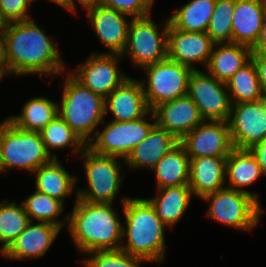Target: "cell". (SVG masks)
<instances>
[{"mask_svg":"<svg viewBox=\"0 0 266 267\" xmlns=\"http://www.w3.org/2000/svg\"><path fill=\"white\" fill-rule=\"evenodd\" d=\"M45 32L33 18L5 23L2 38L4 63L9 75L55 77L67 71L58 42Z\"/></svg>","mask_w":266,"mask_h":267,"instance_id":"cell-1","label":"cell"},{"mask_svg":"<svg viewBox=\"0 0 266 267\" xmlns=\"http://www.w3.org/2000/svg\"><path fill=\"white\" fill-rule=\"evenodd\" d=\"M67 231L80 254L121 248L123 222L111 203H90L75 196Z\"/></svg>","mask_w":266,"mask_h":267,"instance_id":"cell-2","label":"cell"},{"mask_svg":"<svg viewBox=\"0 0 266 267\" xmlns=\"http://www.w3.org/2000/svg\"><path fill=\"white\" fill-rule=\"evenodd\" d=\"M124 215L121 250L140 257L146 263L162 264L165 260L166 225L157 216L154 207L145 198L123 196Z\"/></svg>","mask_w":266,"mask_h":267,"instance_id":"cell-3","label":"cell"},{"mask_svg":"<svg viewBox=\"0 0 266 267\" xmlns=\"http://www.w3.org/2000/svg\"><path fill=\"white\" fill-rule=\"evenodd\" d=\"M64 74L58 115L87 145L95 136L96 127L105 120V99L84 87L69 72Z\"/></svg>","mask_w":266,"mask_h":267,"instance_id":"cell-4","label":"cell"},{"mask_svg":"<svg viewBox=\"0 0 266 267\" xmlns=\"http://www.w3.org/2000/svg\"><path fill=\"white\" fill-rule=\"evenodd\" d=\"M80 156L83 158V171L88 187H77V198L90 203L113 204L126 177L122 169V162L125 165V160L93 153L87 147Z\"/></svg>","mask_w":266,"mask_h":267,"instance_id":"cell-5","label":"cell"},{"mask_svg":"<svg viewBox=\"0 0 266 267\" xmlns=\"http://www.w3.org/2000/svg\"><path fill=\"white\" fill-rule=\"evenodd\" d=\"M151 16L131 19L127 43L121 54L122 58L128 56L131 59L134 68L142 70L168 57L169 19L156 24Z\"/></svg>","mask_w":266,"mask_h":267,"instance_id":"cell-6","label":"cell"},{"mask_svg":"<svg viewBox=\"0 0 266 267\" xmlns=\"http://www.w3.org/2000/svg\"><path fill=\"white\" fill-rule=\"evenodd\" d=\"M52 159L39 132L19 129L11 122L4 128L0 146V176L17 168L33 173Z\"/></svg>","mask_w":266,"mask_h":267,"instance_id":"cell-7","label":"cell"},{"mask_svg":"<svg viewBox=\"0 0 266 267\" xmlns=\"http://www.w3.org/2000/svg\"><path fill=\"white\" fill-rule=\"evenodd\" d=\"M209 202L206 217L230 228L253 231L260 222L262 205L252 195L228 187L202 198Z\"/></svg>","mask_w":266,"mask_h":267,"instance_id":"cell-8","label":"cell"},{"mask_svg":"<svg viewBox=\"0 0 266 267\" xmlns=\"http://www.w3.org/2000/svg\"><path fill=\"white\" fill-rule=\"evenodd\" d=\"M151 116V117H150ZM152 118L149 122L146 118ZM105 127L96 131L86 145L93 153L118 157L125 160L134 147L142 142L156 125L154 112L150 110L144 117L134 121H111L102 123Z\"/></svg>","mask_w":266,"mask_h":267,"instance_id":"cell-9","label":"cell"},{"mask_svg":"<svg viewBox=\"0 0 266 267\" xmlns=\"http://www.w3.org/2000/svg\"><path fill=\"white\" fill-rule=\"evenodd\" d=\"M143 69L146 77L140 81L150 110L163 102L187 95L192 68L167 57Z\"/></svg>","mask_w":266,"mask_h":267,"instance_id":"cell-10","label":"cell"},{"mask_svg":"<svg viewBox=\"0 0 266 267\" xmlns=\"http://www.w3.org/2000/svg\"><path fill=\"white\" fill-rule=\"evenodd\" d=\"M187 95L197 105L203 120L228 121L232 101L225 82L217 80L207 70L192 71Z\"/></svg>","mask_w":266,"mask_h":267,"instance_id":"cell-11","label":"cell"},{"mask_svg":"<svg viewBox=\"0 0 266 267\" xmlns=\"http://www.w3.org/2000/svg\"><path fill=\"white\" fill-rule=\"evenodd\" d=\"M120 54L93 52L84 62L68 72L84 87L104 99L129 78L118 66Z\"/></svg>","mask_w":266,"mask_h":267,"instance_id":"cell-12","label":"cell"},{"mask_svg":"<svg viewBox=\"0 0 266 267\" xmlns=\"http://www.w3.org/2000/svg\"><path fill=\"white\" fill-rule=\"evenodd\" d=\"M227 122L233 148L249 149L266 137V99L232 104Z\"/></svg>","mask_w":266,"mask_h":267,"instance_id":"cell-13","label":"cell"},{"mask_svg":"<svg viewBox=\"0 0 266 267\" xmlns=\"http://www.w3.org/2000/svg\"><path fill=\"white\" fill-rule=\"evenodd\" d=\"M180 143L189 158L228 157L233 149L227 121L204 120L186 134Z\"/></svg>","mask_w":266,"mask_h":267,"instance_id":"cell-14","label":"cell"},{"mask_svg":"<svg viewBox=\"0 0 266 267\" xmlns=\"http://www.w3.org/2000/svg\"><path fill=\"white\" fill-rule=\"evenodd\" d=\"M83 8L86 9L87 22L93 26V31L100 42L107 47L108 52L103 53L121 55L127 43L128 28L132 18L99 2Z\"/></svg>","mask_w":266,"mask_h":267,"instance_id":"cell-15","label":"cell"},{"mask_svg":"<svg viewBox=\"0 0 266 267\" xmlns=\"http://www.w3.org/2000/svg\"><path fill=\"white\" fill-rule=\"evenodd\" d=\"M215 43L206 32H187L173 28L168 30V58L193 70L197 64L206 68Z\"/></svg>","mask_w":266,"mask_h":267,"instance_id":"cell-16","label":"cell"},{"mask_svg":"<svg viewBox=\"0 0 266 267\" xmlns=\"http://www.w3.org/2000/svg\"><path fill=\"white\" fill-rule=\"evenodd\" d=\"M30 221L25 230L1 254L5 260H31L44 256L62 229L45 222Z\"/></svg>","mask_w":266,"mask_h":267,"instance_id":"cell-17","label":"cell"},{"mask_svg":"<svg viewBox=\"0 0 266 267\" xmlns=\"http://www.w3.org/2000/svg\"><path fill=\"white\" fill-rule=\"evenodd\" d=\"M152 111L156 124L179 141L204 121L197 105L188 95L163 102Z\"/></svg>","mask_w":266,"mask_h":267,"instance_id":"cell-18","label":"cell"},{"mask_svg":"<svg viewBox=\"0 0 266 267\" xmlns=\"http://www.w3.org/2000/svg\"><path fill=\"white\" fill-rule=\"evenodd\" d=\"M105 115L111 113L113 121H134L149 111L141 81L129 77L104 100Z\"/></svg>","mask_w":266,"mask_h":267,"instance_id":"cell-19","label":"cell"},{"mask_svg":"<svg viewBox=\"0 0 266 267\" xmlns=\"http://www.w3.org/2000/svg\"><path fill=\"white\" fill-rule=\"evenodd\" d=\"M266 21L263 0H235L232 15V43L253 47Z\"/></svg>","mask_w":266,"mask_h":267,"instance_id":"cell-20","label":"cell"},{"mask_svg":"<svg viewBox=\"0 0 266 267\" xmlns=\"http://www.w3.org/2000/svg\"><path fill=\"white\" fill-rule=\"evenodd\" d=\"M227 157L190 158L189 187L200 199L226 187Z\"/></svg>","mask_w":266,"mask_h":267,"instance_id":"cell-21","label":"cell"},{"mask_svg":"<svg viewBox=\"0 0 266 267\" xmlns=\"http://www.w3.org/2000/svg\"><path fill=\"white\" fill-rule=\"evenodd\" d=\"M179 142L173 134L156 124L125 159V166L131 170L152 169Z\"/></svg>","mask_w":266,"mask_h":267,"instance_id":"cell-22","label":"cell"},{"mask_svg":"<svg viewBox=\"0 0 266 267\" xmlns=\"http://www.w3.org/2000/svg\"><path fill=\"white\" fill-rule=\"evenodd\" d=\"M35 176V189L65 203V198L77 192L80 178L71 175L58 158L40 166L32 173Z\"/></svg>","mask_w":266,"mask_h":267,"instance_id":"cell-23","label":"cell"},{"mask_svg":"<svg viewBox=\"0 0 266 267\" xmlns=\"http://www.w3.org/2000/svg\"><path fill=\"white\" fill-rule=\"evenodd\" d=\"M156 191L157 195L147 200L167 228H173L190 207L192 190L189 185H182L156 188Z\"/></svg>","mask_w":266,"mask_h":267,"instance_id":"cell-24","label":"cell"},{"mask_svg":"<svg viewBox=\"0 0 266 267\" xmlns=\"http://www.w3.org/2000/svg\"><path fill=\"white\" fill-rule=\"evenodd\" d=\"M251 54V47L243 44H215L205 70L217 80L226 83L251 60Z\"/></svg>","mask_w":266,"mask_h":267,"instance_id":"cell-25","label":"cell"},{"mask_svg":"<svg viewBox=\"0 0 266 267\" xmlns=\"http://www.w3.org/2000/svg\"><path fill=\"white\" fill-rule=\"evenodd\" d=\"M261 176L260 166L249 149L233 148L226 161V187L252 195L259 203L256 193L244 189ZM228 179V180H227Z\"/></svg>","mask_w":266,"mask_h":267,"instance_id":"cell-26","label":"cell"},{"mask_svg":"<svg viewBox=\"0 0 266 267\" xmlns=\"http://www.w3.org/2000/svg\"><path fill=\"white\" fill-rule=\"evenodd\" d=\"M151 170L155 172L156 188L188 185L190 158L179 142Z\"/></svg>","mask_w":266,"mask_h":267,"instance_id":"cell-27","label":"cell"},{"mask_svg":"<svg viewBox=\"0 0 266 267\" xmlns=\"http://www.w3.org/2000/svg\"><path fill=\"white\" fill-rule=\"evenodd\" d=\"M21 114L9 115L10 122L25 131L40 132L58 115V102L43 96L30 98Z\"/></svg>","mask_w":266,"mask_h":267,"instance_id":"cell-28","label":"cell"},{"mask_svg":"<svg viewBox=\"0 0 266 267\" xmlns=\"http://www.w3.org/2000/svg\"><path fill=\"white\" fill-rule=\"evenodd\" d=\"M216 0H191L170 15V25L187 32H206Z\"/></svg>","mask_w":266,"mask_h":267,"instance_id":"cell-29","label":"cell"},{"mask_svg":"<svg viewBox=\"0 0 266 267\" xmlns=\"http://www.w3.org/2000/svg\"><path fill=\"white\" fill-rule=\"evenodd\" d=\"M22 203L31 221L50 223L61 229H67L68 214L65 216L66 219L64 218L62 221L58 218L65 210L62 201L35 190Z\"/></svg>","mask_w":266,"mask_h":267,"instance_id":"cell-30","label":"cell"},{"mask_svg":"<svg viewBox=\"0 0 266 267\" xmlns=\"http://www.w3.org/2000/svg\"><path fill=\"white\" fill-rule=\"evenodd\" d=\"M39 133L47 152L53 158H58L56 153H54L57 149L61 150L68 147L73 154L80 155L86 148V144L59 115ZM52 150L54 151L51 152Z\"/></svg>","mask_w":266,"mask_h":267,"instance_id":"cell-31","label":"cell"},{"mask_svg":"<svg viewBox=\"0 0 266 267\" xmlns=\"http://www.w3.org/2000/svg\"><path fill=\"white\" fill-rule=\"evenodd\" d=\"M24 205L16 201L0 202V254L25 230L30 223Z\"/></svg>","mask_w":266,"mask_h":267,"instance_id":"cell-32","label":"cell"},{"mask_svg":"<svg viewBox=\"0 0 266 267\" xmlns=\"http://www.w3.org/2000/svg\"><path fill=\"white\" fill-rule=\"evenodd\" d=\"M226 86L232 104L255 102L264 99L257 71L252 60L239 69L226 82Z\"/></svg>","mask_w":266,"mask_h":267,"instance_id":"cell-33","label":"cell"},{"mask_svg":"<svg viewBox=\"0 0 266 267\" xmlns=\"http://www.w3.org/2000/svg\"><path fill=\"white\" fill-rule=\"evenodd\" d=\"M235 0H216L206 33L215 44L232 43V15Z\"/></svg>","mask_w":266,"mask_h":267,"instance_id":"cell-34","label":"cell"},{"mask_svg":"<svg viewBox=\"0 0 266 267\" xmlns=\"http://www.w3.org/2000/svg\"><path fill=\"white\" fill-rule=\"evenodd\" d=\"M89 256V257H87ZM146 261L123 250L94 251L80 260L84 267H141Z\"/></svg>","mask_w":266,"mask_h":267,"instance_id":"cell-35","label":"cell"},{"mask_svg":"<svg viewBox=\"0 0 266 267\" xmlns=\"http://www.w3.org/2000/svg\"><path fill=\"white\" fill-rule=\"evenodd\" d=\"M98 2L131 18H142L151 15L155 0H98Z\"/></svg>","mask_w":266,"mask_h":267,"instance_id":"cell-36","label":"cell"},{"mask_svg":"<svg viewBox=\"0 0 266 267\" xmlns=\"http://www.w3.org/2000/svg\"><path fill=\"white\" fill-rule=\"evenodd\" d=\"M34 0H0V18L5 22L32 19L31 4Z\"/></svg>","mask_w":266,"mask_h":267,"instance_id":"cell-37","label":"cell"},{"mask_svg":"<svg viewBox=\"0 0 266 267\" xmlns=\"http://www.w3.org/2000/svg\"><path fill=\"white\" fill-rule=\"evenodd\" d=\"M251 60L255 65L261 90L266 99V54L252 53Z\"/></svg>","mask_w":266,"mask_h":267,"instance_id":"cell-38","label":"cell"},{"mask_svg":"<svg viewBox=\"0 0 266 267\" xmlns=\"http://www.w3.org/2000/svg\"><path fill=\"white\" fill-rule=\"evenodd\" d=\"M260 166L261 174L266 176V137L249 148Z\"/></svg>","mask_w":266,"mask_h":267,"instance_id":"cell-39","label":"cell"},{"mask_svg":"<svg viewBox=\"0 0 266 267\" xmlns=\"http://www.w3.org/2000/svg\"><path fill=\"white\" fill-rule=\"evenodd\" d=\"M252 53L266 54V21L261 29L259 38L255 45L251 48Z\"/></svg>","mask_w":266,"mask_h":267,"instance_id":"cell-40","label":"cell"},{"mask_svg":"<svg viewBox=\"0 0 266 267\" xmlns=\"http://www.w3.org/2000/svg\"><path fill=\"white\" fill-rule=\"evenodd\" d=\"M76 0H67V10L69 12H73L75 14H77V10H76V4H75ZM95 2H98V0H77V3L79 5H81L82 7H85L87 5L90 4H94Z\"/></svg>","mask_w":266,"mask_h":267,"instance_id":"cell-41","label":"cell"},{"mask_svg":"<svg viewBox=\"0 0 266 267\" xmlns=\"http://www.w3.org/2000/svg\"><path fill=\"white\" fill-rule=\"evenodd\" d=\"M9 122H10V118L8 116L0 123V146H1V139L4 133V128L8 125Z\"/></svg>","mask_w":266,"mask_h":267,"instance_id":"cell-42","label":"cell"},{"mask_svg":"<svg viewBox=\"0 0 266 267\" xmlns=\"http://www.w3.org/2000/svg\"><path fill=\"white\" fill-rule=\"evenodd\" d=\"M49 1H51L52 3H56L58 6L63 7L67 11V0H49Z\"/></svg>","mask_w":266,"mask_h":267,"instance_id":"cell-43","label":"cell"},{"mask_svg":"<svg viewBox=\"0 0 266 267\" xmlns=\"http://www.w3.org/2000/svg\"><path fill=\"white\" fill-rule=\"evenodd\" d=\"M9 75L7 70H6V67H5V63H0V80L4 77V76H7Z\"/></svg>","mask_w":266,"mask_h":267,"instance_id":"cell-44","label":"cell"},{"mask_svg":"<svg viewBox=\"0 0 266 267\" xmlns=\"http://www.w3.org/2000/svg\"><path fill=\"white\" fill-rule=\"evenodd\" d=\"M0 63H4L3 38L0 36Z\"/></svg>","mask_w":266,"mask_h":267,"instance_id":"cell-45","label":"cell"},{"mask_svg":"<svg viewBox=\"0 0 266 267\" xmlns=\"http://www.w3.org/2000/svg\"><path fill=\"white\" fill-rule=\"evenodd\" d=\"M4 26H5V22L0 18V36H2Z\"/></svg>","mask_w":266,"mask_h":267,"instance_id":"cell-46","label":"cell"}]
</instances>
